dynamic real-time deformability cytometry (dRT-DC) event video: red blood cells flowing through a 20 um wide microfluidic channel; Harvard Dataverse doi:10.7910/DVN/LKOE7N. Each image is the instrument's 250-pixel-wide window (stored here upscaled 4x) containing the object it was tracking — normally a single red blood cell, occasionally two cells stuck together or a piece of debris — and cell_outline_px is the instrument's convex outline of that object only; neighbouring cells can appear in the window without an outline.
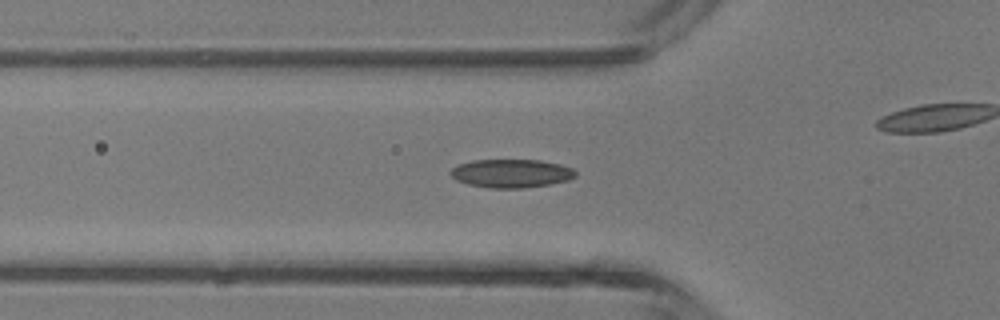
{"species": "common noctule bat (a hibernating species)", "species_latin": "Nyctalus noctula", "temperature_condition": "room temperature", "stored_images_in_passage": 41, "camera_frame_rate_fps": 3000, "um_per_image_px": 0.085, "animal": {"sex": "male", "body_mass_g": 13.3}, "frame": {"image": 1, "passage_image": 14, "time_ms": 4.333, "image_size_px": [1000, 320], "cell_outline_px": [[576, 176], [568, 180], [548, 184], [524, 188], [488, 188], [468, 184], [456, 180], [448, 172], [452, 168], [460, 164], [472, 160], [540, 160], [560, 164], [572, 168], [576, 172]], "centroid_in_image_um": [43.44, 14.74], "position_along_channel_um": 82.4, "area_um2": 20.69}}
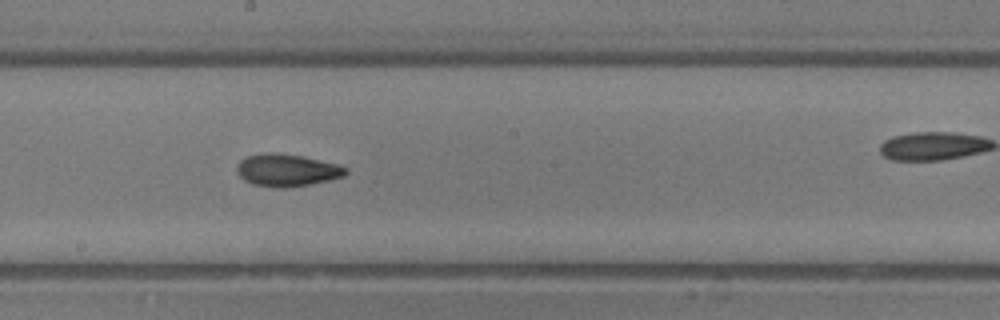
{"frame": {"image": 2, "passage_image": 23, "time_ms": 7.333, "image_size_px": [1000, 320], "cell_outline_px": [[348, 172], [344, 176], [328, 180], [308, 184], [284, 188], [276, 188], [252, 184], [244, 180], [240, 176], [236, 168], [240, 160], [248, 156], [264, 152], [272, 152], [300, 156], [336, 164], [348, 168]], "centroid_in_image_um": [24.36, 14.47], "position_along_channel_um": 223.8, "area_um2": 20.29}}
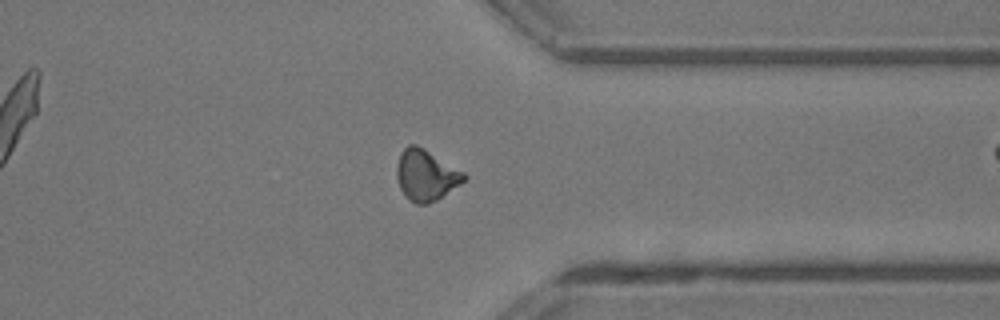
{"frame": {"image": 3, "passage_image": 33, "time_ms": 10.667, "image_size_px": [1000, 320], "cell_outline_px": [[468, 176], [460, 184], [436, 200], [428, 204], [416, 204], [408, 200], [400, 188], [396, 176], [396, 168], [400, 152], [408, 144], [416, 144], [424, 148], [464, 172]], "centroid_in_image_um": [36.18, 14.88], "position_along_channel_um": 375.2, "area_um2": 20.0}, "authors_computed_cell_mechanics": {"area_um2": 19.2474, "velocity_mm_per_s": 4.688, "shape_relaxation_time_tau1_ms": 10.8779, "shape_relaxation_time_tau2_ms": 3.6466, "deformation_change_tau1": 0.2511, "deformation_change_tau2": 0.0943}}